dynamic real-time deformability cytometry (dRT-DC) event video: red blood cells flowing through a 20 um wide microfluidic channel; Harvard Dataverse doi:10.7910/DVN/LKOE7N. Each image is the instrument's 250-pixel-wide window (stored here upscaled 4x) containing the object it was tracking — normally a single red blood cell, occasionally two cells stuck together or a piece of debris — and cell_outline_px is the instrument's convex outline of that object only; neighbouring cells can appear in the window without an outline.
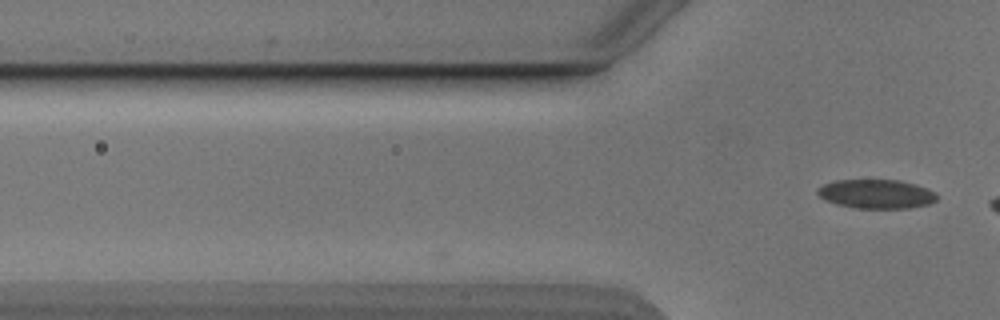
{"species": "Egyptian fruit bat (a non-hibernating species)", "species_latin": "Rousettus aegyptiacus", "temperature_condition": "cold", "stored_images_in_passage": 5, "camera_frame_rate_fps": 3000, "um_per_image_px": 0.085, "animal": {"sex": "male"}, "frame": {"image": 1, "passage_image": 5, "time_ms": 1.333, "image_size_px": [1000, 320], "cell_outline_px": [[936, 200], [928, 204], [908, 208], [856, 208], [836, 204], [820, 196], [816, 192], [816, 188], [824, 184], [836, 180], [900, 180], [916, 184], [928, 188], [936, 192]], "centroid_in_image_um": [74.5, 16.48], "position_along_channel_um": 51.3, "area_um2": 20.17}}